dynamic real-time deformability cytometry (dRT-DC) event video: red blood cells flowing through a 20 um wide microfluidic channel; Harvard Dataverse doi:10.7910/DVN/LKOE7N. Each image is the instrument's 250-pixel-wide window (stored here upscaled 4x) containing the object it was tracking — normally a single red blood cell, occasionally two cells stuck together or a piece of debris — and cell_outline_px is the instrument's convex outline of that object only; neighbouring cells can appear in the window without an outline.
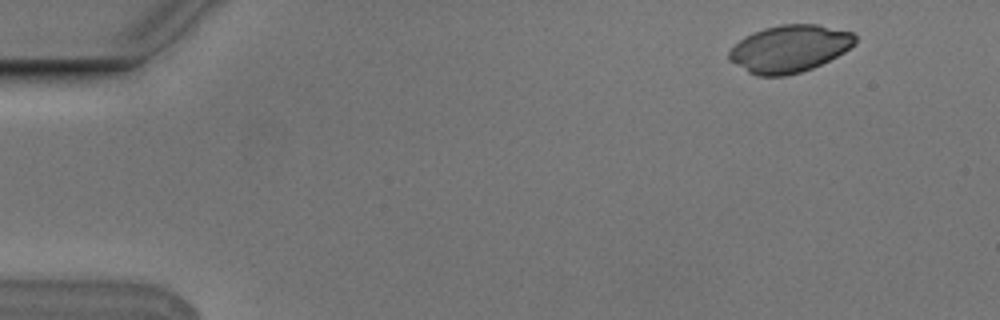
{"species": "Egyptian fruit bat (a non-hibernating species)", "species_latin": "Rousettus aegyptiacus", "temperature_condition": "cold", "stored_images_in_passage": 5, "camera_frame_rate_fps": 3000, "um_per_image_px": 0.085, "animal": {"sex": "male"}, "frame": {"image": 1, "passage_image": 1, "time_ms": 0.0, "image_size_px": [1000, 320], "cell_outline_px": [[856, 44], [844, 52], [812, 68], [800, 72], [784, 76], [756, 76], [748, 72], [728, 60], [728, 52], [744, 36], [752, 32], [764, 28], [780, 24], [816, 24], [852, 32], [856, 36]], "centroid_in_image_um": [67.09, 4.13], "position_along_channel_um": 17.9, "area_um2": 34.68}}